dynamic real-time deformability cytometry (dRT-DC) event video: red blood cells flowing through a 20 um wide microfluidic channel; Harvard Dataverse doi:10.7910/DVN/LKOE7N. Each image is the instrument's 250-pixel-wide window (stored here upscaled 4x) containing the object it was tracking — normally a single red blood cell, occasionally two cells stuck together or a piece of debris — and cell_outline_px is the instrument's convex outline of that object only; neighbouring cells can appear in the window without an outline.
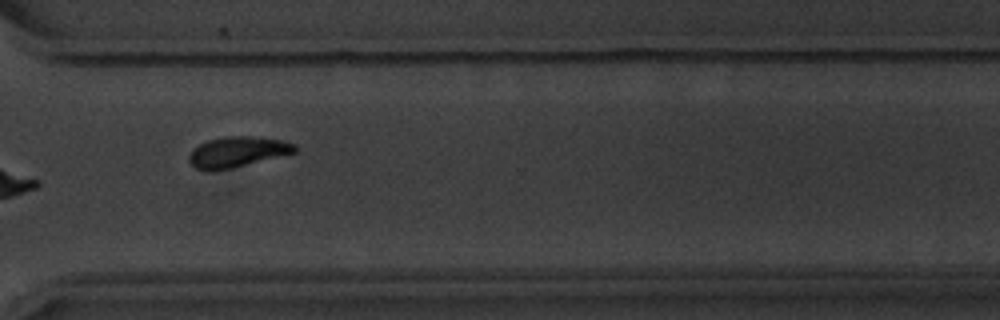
{"species": "common noctule bat (a hibernating species)", "species_latin": "Nyctalus noctula", "temperature_condition": "warm", "stored_images_in_passage": 16, "camera_frame_rate_fps": 3000, "um_per_image_px": 0.085, "animal": {"sex": "male", "body_mass_g": 20.1, "forearm_length_mm": 53.5}, "frame": {"image": 1, "passage_image": 12, "time_ms": 13.667, "image_size_px": [1000, 320], "cell_outline_px": [[296, 152], [228, 168], [208, 172], [204, 172], [196, 168], [188, 160], [188, 156], [192, 148], [208, 140], [224, 136], [252, 136], [280, 140], [296, 144]], "centroid_in_image_um": [20.11, 12.91], "position_along_channel_um": 350.5, "area_um2": 18.61}}
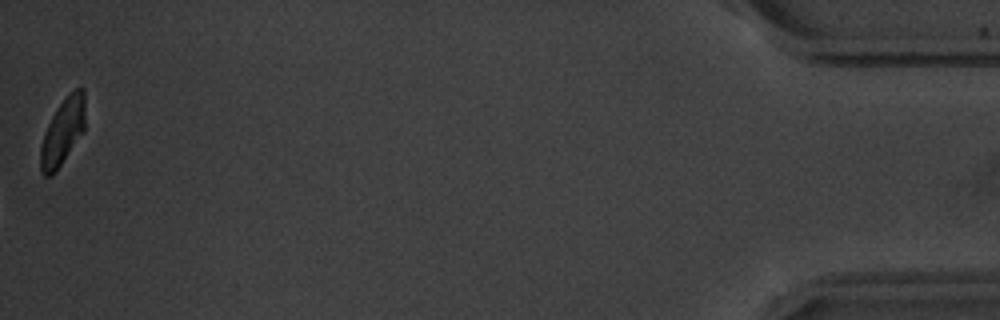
{"frame": {"image": 2, "passage_image": 16, "time_ms": 18.667, "image_size_px": [1000, 320], "cell_outline_px": [[84, 132], [56, 172], [52, 176], [44, 176], [40, 172], [40, 148], [44, 132], [52, 116], [60, 104], [76, 88], [84, 88]], "centroid_in_image_um": [5.31, 11.27], "position_along_channel_um": 429.9, "area_um2": 17.22}}